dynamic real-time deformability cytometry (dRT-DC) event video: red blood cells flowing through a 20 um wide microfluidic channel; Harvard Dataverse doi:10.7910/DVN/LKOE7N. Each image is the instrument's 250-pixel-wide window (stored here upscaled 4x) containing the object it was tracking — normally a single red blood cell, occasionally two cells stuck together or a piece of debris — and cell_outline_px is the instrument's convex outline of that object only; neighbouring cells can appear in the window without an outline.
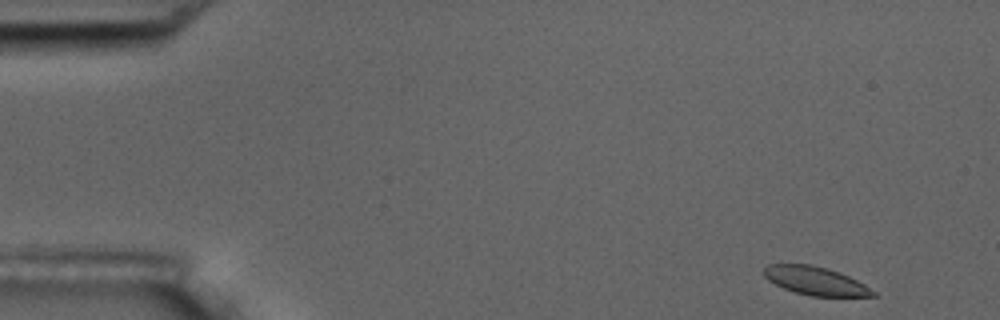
{"species": "common noctule bat (a hibernating species)", "species_latin": "Nyctalus noctula", "temperature_condition": "room temperature", "stored_images_in_passage": 3, "segment_of_instrument_passage": [2, 2], "camera_frame_rate_fps": 3000, "um_per_image_px": 0.085, "animal": {"sex": "male", "body_mass_g": 17.5, "forearm_length_mm": 52.3}, "frame": {"image": 1, "passage_image": 3, "time_ms": 3.333, "image_size_px": [1000, 320], "cell_outline_px": [[876, 296], [812, 296], [796, 292], [784, 288], [768, 280], [764, 276], [764, 268], [768, 264], [812, 264], [828, 268], [840, 272], [864, 284], [876, 292]], "centroid_in_image_um": [69.32, 23.86], "position_along_channel_um": 15.7, "area_um2": 17.92}}